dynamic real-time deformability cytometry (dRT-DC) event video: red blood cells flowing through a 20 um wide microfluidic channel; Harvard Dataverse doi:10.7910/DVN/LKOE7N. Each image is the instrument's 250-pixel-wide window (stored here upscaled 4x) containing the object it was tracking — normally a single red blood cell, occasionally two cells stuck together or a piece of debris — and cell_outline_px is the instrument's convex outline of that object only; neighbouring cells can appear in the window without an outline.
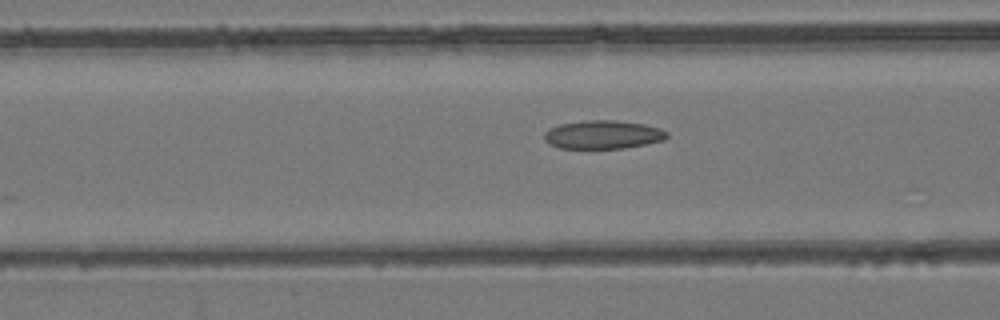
{"species": "common noctule bat (a hibernating species)", "species_latin": "Nyctalus noctula", "temperature_condition": "room temperature", "stored_images_in_passage": 54, "camera_frame_rate_fps": 3000, "um_per_image_px": 0.085, "animal": {"sex": "female", "body_mass_g": 24.6, "forearm_length_mm": 56.2}, "frame": {"image": 1, "passage_image": 22, "time_ms": 7.0, "image_size_px": [1000, 320], "cell_outline_px": [[668, 136], [664, 140], [624, 148], [560, 148], [548, 144], [544, 140], [544, 132], [548, 128], [560, 124], [584, 120], [616, 120], [644, 124], [660, 128], [668, 132]], "centroid_in_image_um": [51.22, 11.43], "position_along_channel_um": 115.4, "area_um2": 20.46}}
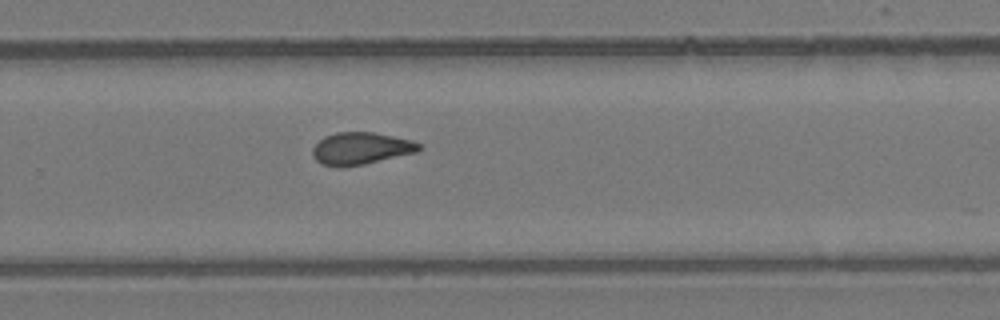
{"frame": {"image": 2, "passage_image": 36, "time_ms": 11.667, "image_size_px": [1000, 320], "cell_outline_px": [[420, 148], [416, 152], [364, 164], [340, 168], [320, 164], [316, 160], [312, 152], [312, 148], [324, 136], [336, 132], [372, 132], [412, 140], [420, 144]], "centroid_in_image_um": [30.63, 12.62], "position_along_channel_um": 299.2, "area_um2": 19.88}}
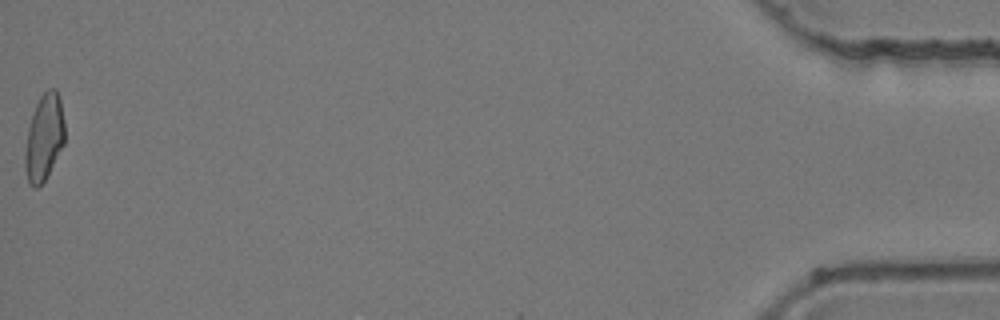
{"frame": {"image": 3, "passage_image": 54, "time_ms": 17.667, "image_size_px": [1000, 320], "cell_outline_px": [[64, 144], [44, 180], [36, 188], [32, 188], [28, 184], [24, 168], [24, 152], [28, 128], [36, 104], [40, 96], [48, 88], [56, 88], [60, 100], [64, 120]], "centroid_in_image_um": [3.73, 11.69], "position_along_channel_um": 431.5, "area_um2": 20.0}, "authors_computed_cell_mechanics": {"area_um2": 20.2878, "velocity_mm_per_s": 3.9459, "shape_relaxation_time_tau1_ms": null, "shape_relaxation_time_tau2_ms": 2.1775, "deformation_change_tau1": null, "deformation_change_tau2": 0.0908}}